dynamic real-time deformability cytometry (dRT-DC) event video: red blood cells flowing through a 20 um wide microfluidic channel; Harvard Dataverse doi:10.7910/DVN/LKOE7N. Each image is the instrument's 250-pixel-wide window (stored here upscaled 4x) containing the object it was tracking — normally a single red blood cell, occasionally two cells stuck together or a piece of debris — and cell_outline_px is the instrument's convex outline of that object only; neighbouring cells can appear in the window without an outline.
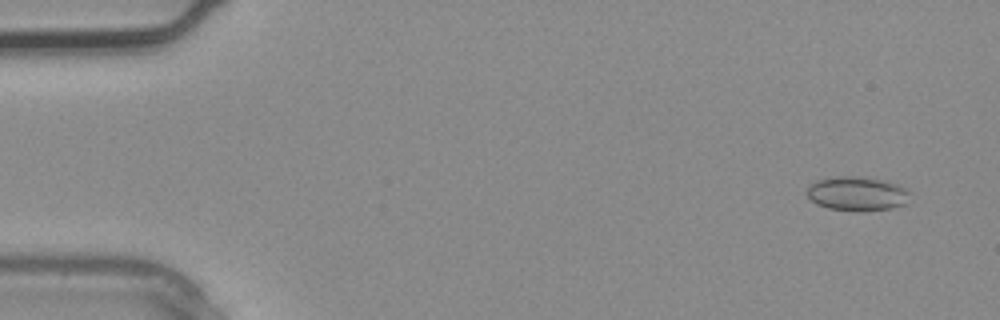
{"species": "common noctule bat (a hibernating species)", "species_latin": "Nyctalus noctula", "temperature_condition": "warm", "stored_images_in_passage": 3, "camera_frame_rate_fps": 3000, "um_per_image_px": 0.085, "animal": {"sex": "male", "body_mass_g": 20.4}, "frame": {"image": 1, "passage_image": 1, "time_ms": 0.0, "image_size_px": [1000, 320], "cell_outline_px": [[912, 192], [904, 204], [892, 208], [860, 212], [828, 208], [816, 204], [808, 196], [808, 184], [816, 180], [836, 176], [856, 176], [880, 180], [896, 184], [908, 188]], "centroid_in_image_um": [72.86, 16.47], "position_along_channel_um": 12.1, "area_um2": 20.63}}
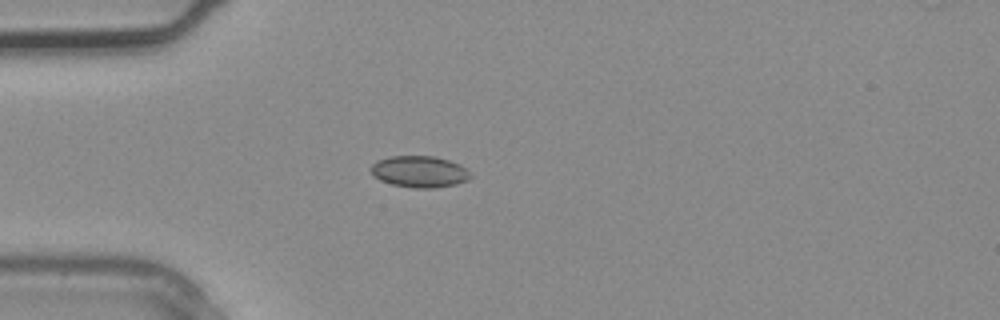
{"frame": {"image": 2, "passage_image": 3, "time_ms": 0.667, "image_size_px": [1000, 320], "cell_outline_px": [[472, 176], [468, 180], [456, 184], [436, 188], [412, 188], [392, 184], [380, 180], [372, 176], [372, 164], [376, 160], [392, 156], [432, 156], [448, 160], [460, 164]], "centroid_in_image_um": [35.64, 14.6], "position_along_channel_um": 49.4, "area_um2": 18.26}}